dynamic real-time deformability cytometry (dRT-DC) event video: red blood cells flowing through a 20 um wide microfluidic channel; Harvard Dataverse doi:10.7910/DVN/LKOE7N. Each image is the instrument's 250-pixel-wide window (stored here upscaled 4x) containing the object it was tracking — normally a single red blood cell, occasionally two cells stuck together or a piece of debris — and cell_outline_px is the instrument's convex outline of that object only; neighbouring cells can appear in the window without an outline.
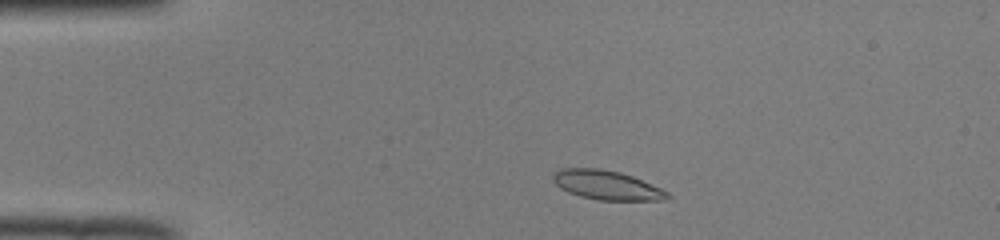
{"species": "common noctule bat (a hibernating species)", "species_latin": "Nyctalus noctula", "temperature_condition": "room temperature", "stored_images_in_passage": 45, "camera_frame_rate_fps": 3000, "um_per_image_px": 0.085, "animal": {"sex": "male", "body_mass_g": 19.0, "forearm_length_mm": 50.8}, "frame": {"image": 1, "passage_image": 4, "time_ms": 1.0, "image_size_px": [1000, 240], "cell_outline_px": [[672, 196], [664, 200], [596, 200], [580, 196], [568, 192], [560, 188], [552, 180], [552, 176], [560, 168], [600, 168], [620, 172], [632, 176], [660, 188], [668, 192]], "centroid_in_image_um": [51.55, 15.73], "position_along_channel_um": 33.4, "area_um2": 19.48}}
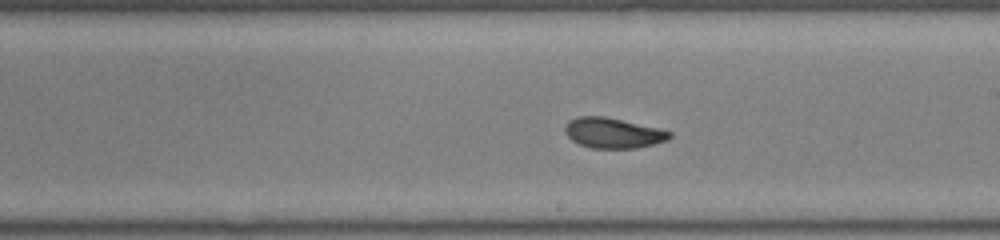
{"frame": {"image": 2, "passage_image": 23, "time_ms": 7.333, "image_size_px": [1000, 240], "cell_outline_px": [[672, 136], [668, 140], [636, 148], [592, 148], [580, 144], [572, 140], [564, 132], [564, 128], [568, 120], [576, 116], [604, 116], [660, 128], [672, 132]], "centroid_in_image_um": [52.1, 11.29], "position_along_channel_um": 236.9, "area_um2": 18.55}}
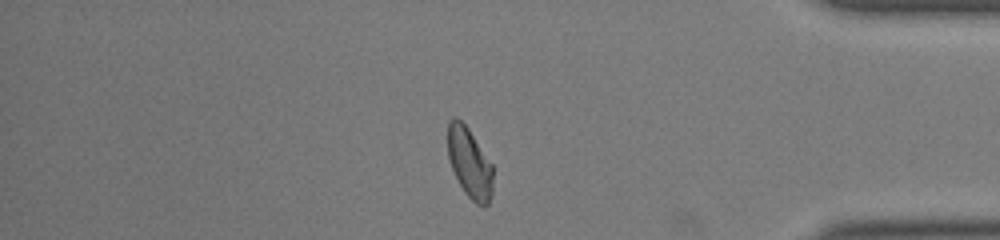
{"frame": {"image": 3, "passage_image": 37, "time_ms": 12.0, "image_size_px": [1000, 240], "cell_outline_px": [[492, 192], [488, 204], [484, 208], [476, 204], [464, 192], [452, 168], [448, 156], [448, 120], [452, 116], [456, 116], [468, 128], [492, 164]], "centroid_in_image_um": [39.91, 13.84], "position_along_channel_um": 395.3, "area_um2": 18.38}, "authors_computed_cell_mechanics": {"area_um2": 18.785, "velocity_mm_per_s": 3.972, "shape_relaxation_time_tau1_ms": 3.7826, "shape_relaxation_time_tau2_ms": 1.5017, "deformation_change_tau1": 0.1553, "deformation_change_tau2": 0.0679}}